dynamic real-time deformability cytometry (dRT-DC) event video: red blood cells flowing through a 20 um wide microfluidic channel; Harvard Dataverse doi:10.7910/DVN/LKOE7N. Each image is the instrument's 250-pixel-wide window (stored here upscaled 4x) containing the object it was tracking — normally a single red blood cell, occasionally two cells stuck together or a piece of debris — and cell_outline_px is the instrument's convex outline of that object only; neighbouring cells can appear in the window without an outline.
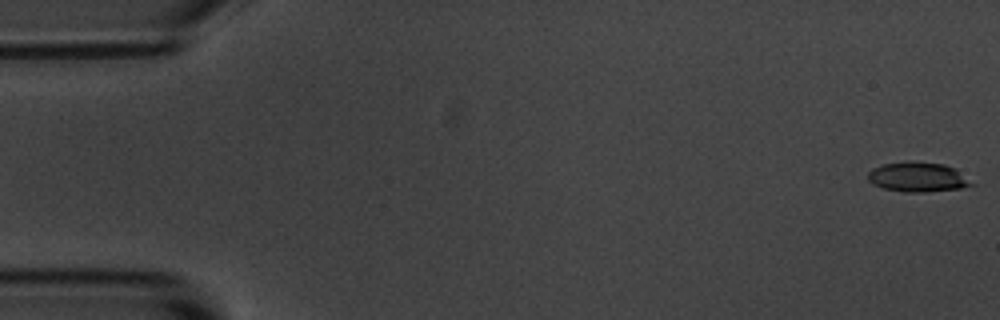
{"species": "common noctule bat (a hibernating species)", "species_latin": "Nyctalus noctula", "temperature_condition": "room temperature", "stored_images_in_passage": 56, "camera_frame_rate_fps": 3000, "um_per_image_px": 0.085, "animal": {"sex": "male", "body_mass_g": 20.1, "forearm_length_mm": 53.5}, "frame": {"image": 1, "passage_image": 1, "time_ms": 0.0, "image_size_px": [1000, 320], "cell_outline_px": [[976, 184], [960, 188], [924, 192], [904, 192], [884, 188], [872, 184], [868, 180], [868, 172], [872, 168], [884, 164], [944, 164], [956, 168]], "centroid_in_image_um": [78.04, 15.09], "position_along_channel_um": 7.0, "area_um2": 17.28}}
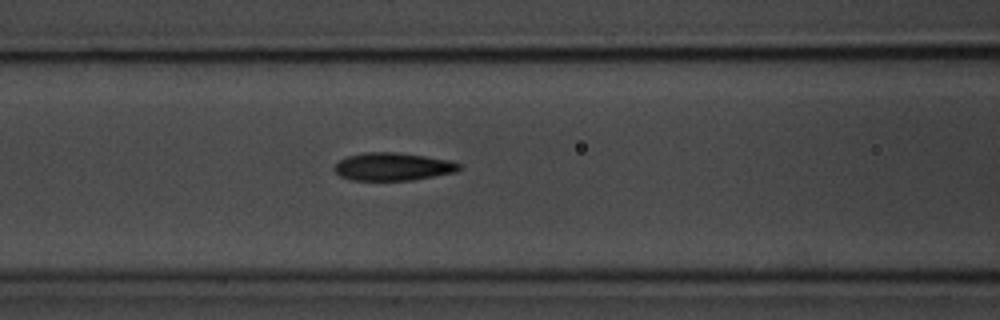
{"frame": {"image": 2, "passage_image": 23, "time_ms": 7.333, "image_size_px": [1000, 320], "cell_outline_px": [[464, 168], [456, 172], [412, 180], [352, 180], [340, 176], [332, 168], [340, 160], [348, 156], [364, 152], [396, 152], [424, 156], [448, 160], [460, 164]], "centroid_in_image_um": [33.4, 14.16], "position_along_channel_um": 133.2, "area_um2": 20.23}}
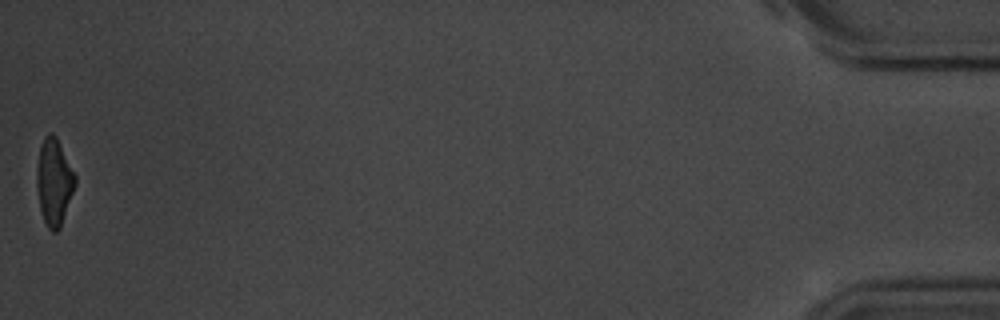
{"frame": {"image": 3, "passage_image": 56, "time_ms": 18.333, "image_size_px": [1000, 320], "cell_outline_px": [[76, 184], [60, 228], [56, 232], [52, 232], [48, 228], [44, 220], [40, 208], [36, 184], [36, 172], [40, 148], [44, 136], [48, 132], [52, 132], [56, 136], [76, 176]], "centroid_in_image_um": [4.59, 15.46], "position_along_channel_um": 430.6, "area_um2": 19.31}, "authors_computed_cell_mechanics": {"area_um2": 19.8254, "velocity_mm_per_s": 3.5889, "shape_relaxation_time_tau1_ms": 3.7355, "shape_relaxation_time_tau2_ms": 2.2668, "deformation_change_tau1": 0.1708, "deformation_change_tau2": 0.0907}}